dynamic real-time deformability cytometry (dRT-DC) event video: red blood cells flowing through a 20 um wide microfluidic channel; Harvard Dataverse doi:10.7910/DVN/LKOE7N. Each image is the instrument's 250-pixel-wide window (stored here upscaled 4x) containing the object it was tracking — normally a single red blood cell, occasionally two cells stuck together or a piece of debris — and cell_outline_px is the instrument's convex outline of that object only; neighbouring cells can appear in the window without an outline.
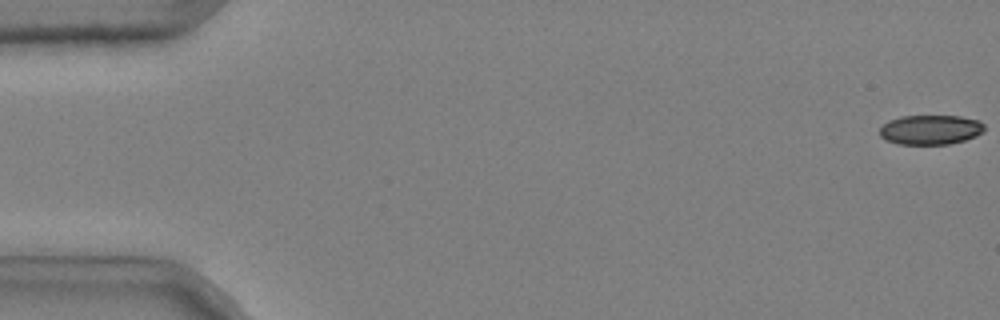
{"species": "common noctule bat (a hibernating species)", "species_latin": "Nyctalus noctula", "temperature_condition": "cold", "stored_images_in_passage": 50, "camera_frame_rate_fps": 3000, "um_per_image_px": 0.085, "animal": {"sex": "male", "body_mass_g": 20.4}, "frame": {"image": 1, "passage_image": 1, "time_ms": 0.0, "image_size_px": [1000, 320], "cell_outline_px": [[984, 132], [976, 136], [964, 140], [948, 144], [900, 144], [888, 140], [880, 136], [880, 128], [888, 120], [900, 116], [960, 116], [980, 120], [984, 124]], "centroid_in_image_um": [79.12, 11.01], "position_along_channel_um": 5.9, "area_um2": 18.09}}
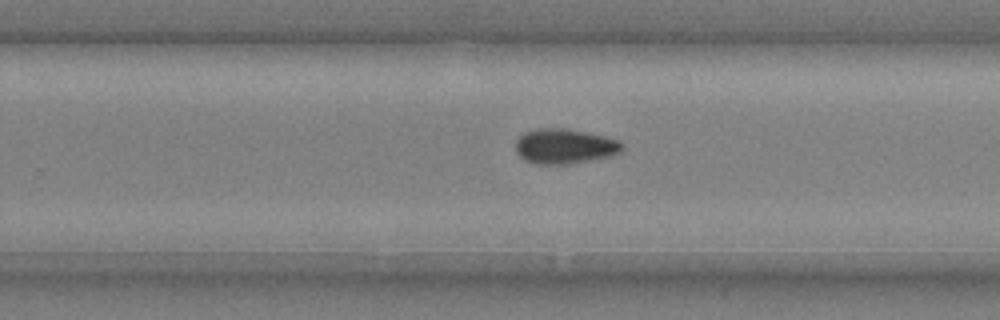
{"frame": {"image": 2, "passage_image": 35, "time_ms": 11.333, "image_size_px": [1000, 320], "cell_outline_px": [[624, 148], [620, 152], [612, 156], [572, 164], [536, 164], [524, 160], [516, 152], [516, 140], [524, 132], [536, 128], [564, 128], [604, 136], [620, 140], [624, 144]], "centroid_in_image_um": [48.01, 12.44], "position_along_channel_um": 281.8, "area_um2": 21.96}}
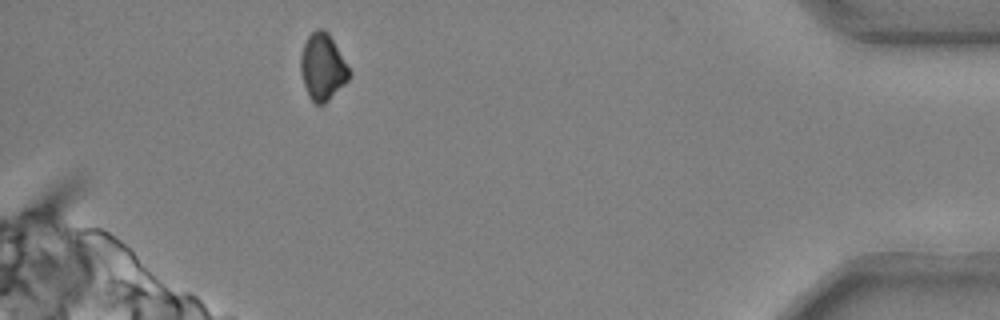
{"frame": {"image": 3, "passage_image": 49, "time_ms": 16.0, "image_size_px": [1000, 320], "cell_outline_px": [[352, 76], [324, 104], [316, 104], [308, 96], [300, 72], [300, 56], [304, 44], [308, 36], [316, 28], [324, 28], [328, 32], [352, 72]], "centroid_in_image_um": [27.42, 5.68], "position_along_channel_um": 407.8, "area_um2": 18.9}}